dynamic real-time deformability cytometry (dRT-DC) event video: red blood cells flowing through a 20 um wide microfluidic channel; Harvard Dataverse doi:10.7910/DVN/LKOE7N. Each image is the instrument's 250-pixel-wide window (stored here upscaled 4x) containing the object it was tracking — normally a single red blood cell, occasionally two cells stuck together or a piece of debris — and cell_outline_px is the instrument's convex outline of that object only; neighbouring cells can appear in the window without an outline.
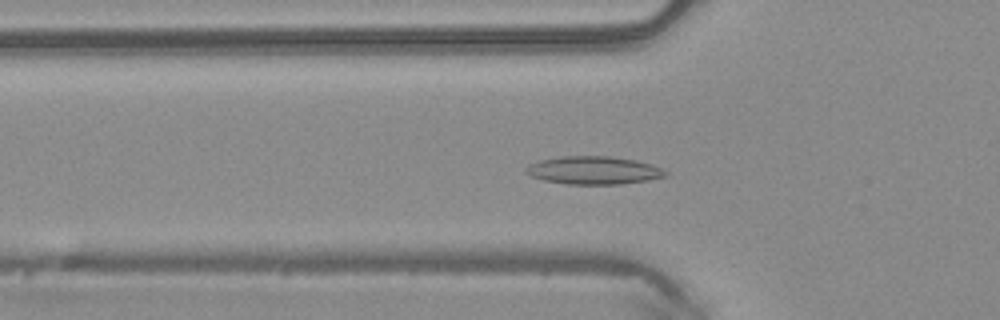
{"species": "common noctule bat (a hibernating species)", "species_latin": "Nyctalus noctula", "temperature_condition": "warm", "stored_images_in_passage": 45, "camera_frame_rate_fps": 3000, "um_per_image_px": 0.085, "animal": {"sex": "male", "body_mass_g": 20.4}, "frame": {"image": 1, "passage_image": 12, "time_ms": 3.667, "image_size_px": [1000, 320], "cell_outline_px": [[668, 176], [648, 180], [620, 184], [568, 184], [544, 180], [532, 176], [524, 172], [524, 168], [528, 164], [540, 160], [560, 156], [612, 156], [636, 160], [652, 164], [668, 172]], "centroid_in_image_um": [50.46, 14.47], "position_along_channel_um": 75.3, "area_um2": 22.89}}
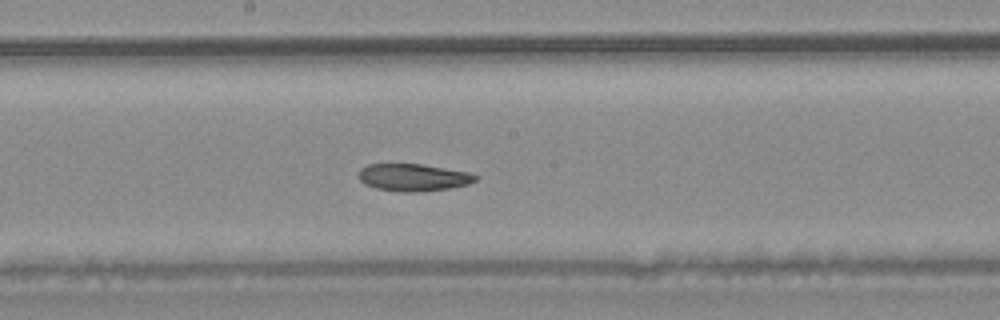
{"frame": {"image": 2, "passage_image": 22, "time_ms": 7.0, "image_size_px": [1000, 320], "cell_outline_px": [[480, 176], [476, 180], [468, 184], [448, 188], [420, 192], [400, 192], [376, 188], [364, 184], [360, 180], [360, 168], [368, 164], [420, 164], [468, 172]], "centroid_in_image_um": [35.13, 15.08], "position_along_channel_um": 213.1, "area_um2": 18.5}}
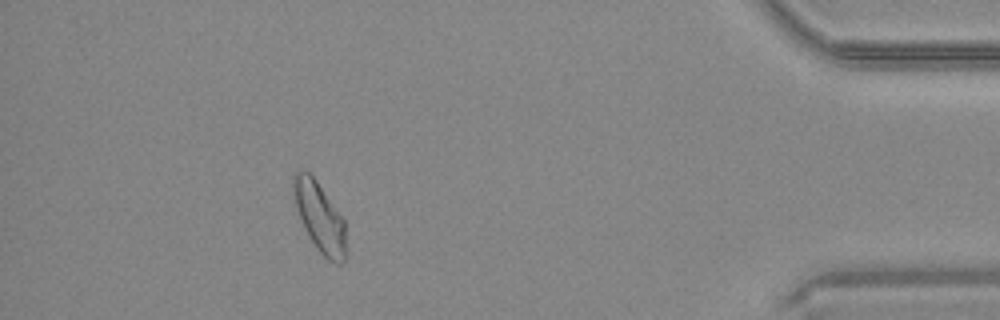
{"frame": {"image": 3, "passage_image": 40, "time_ms": 13.0, "image_size_px": [1000, 320], "cell_outline_px": [[348, 252], [344, 260], [340, 264], [336, 264], [328, 260], [316, 248], [308, 236], [304, 228], [296, 208], [292, 192], [292, 176], [296, 172], [308, 172], [316, 180], [344, 220]], "centroid_in_image_um": [27.18, 18.51], "position_along_channel_um": 408.0, "area_um2": 21.44}, "authors_computed_cell_mechanics": {"area_um2": 20.3456, "velocity_mm_per_s": 4.1247, "shape_relaxation_time_tau1_ms": null, "shape_relaxation_time_tau2_ms": 4.1221, "deformation_change_tau1": null, "deformation_change_tau2": 0.1006}}